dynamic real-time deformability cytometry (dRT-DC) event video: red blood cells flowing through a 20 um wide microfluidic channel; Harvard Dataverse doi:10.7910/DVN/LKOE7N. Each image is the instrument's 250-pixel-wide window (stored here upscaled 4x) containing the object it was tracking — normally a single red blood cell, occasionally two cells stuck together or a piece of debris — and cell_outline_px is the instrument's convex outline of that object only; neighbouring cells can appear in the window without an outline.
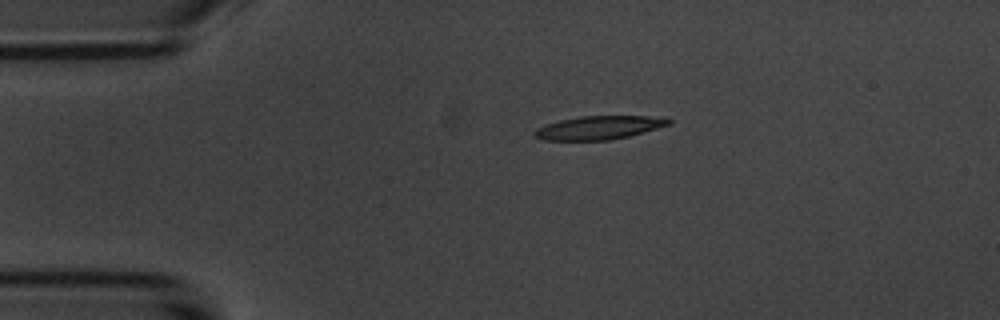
{"species": "common noctule bat (a hibernating species)", "species_latin": "Nyctalus noctula", "temperature_condition": "room temperature", "stored_images_in_passage": 2, "camera_frame_rate_fps": 3000, "um_per_image_px": 0.085, "animal": {"sex": "male", "body_mass_g": 20.1, "forearm_length_mm": 53.5}, "frame": {"image": 1, "passage_image": 1, "time_ms": 0.0, "image_size_px": [1000, 320], "cell_outline_px": [[672, 124], [628, 136], [608, 140], [544, 140], [536, 136], [532, 132], [536, 128], [560, 120], [580, 116], [648, 116], [672, 120]], "centroid_in_image_um": [50.89, 10.85], "position_along_channel_um": 34.1, "area_um2": 18.09}}